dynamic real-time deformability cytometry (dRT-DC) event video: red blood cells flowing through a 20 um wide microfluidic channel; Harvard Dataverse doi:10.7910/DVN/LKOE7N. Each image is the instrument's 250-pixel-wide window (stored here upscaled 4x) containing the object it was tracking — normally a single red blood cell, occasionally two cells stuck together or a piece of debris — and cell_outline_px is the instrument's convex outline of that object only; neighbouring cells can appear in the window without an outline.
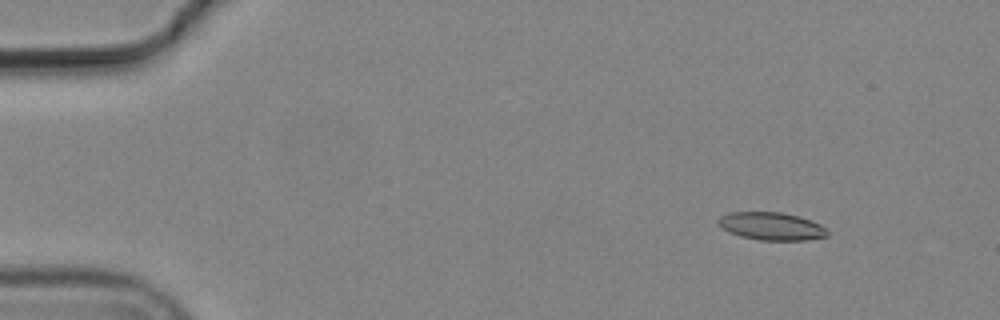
{"species": "common noctule bat (a hibernating species)", "species_latin": "Nyctalus noctula", "temperature_condition": "cold", "stored_images_in_passage": 5, "camera_frame_rate_fps": 3000, "um_per_image_px": 0.085, "animal": {"sex": "male", "body_mass_g": 19.2, "forearm_length_mm": 51.8}, "frame": {"image": 1, "passage_image": 2, "time_ms": 0.333, "image_size_px": [1000, 320], "cell_outline_px": [[828, 236], [808, 240], [760, 240], [740, 236], [728, 232], [720, 228], [716, 224], [716, 220], [720, 216], [728, 212], [780, 212], [800, 216], [820, 224], [828, 232]], "centroid_in_image_um": [65.51, 19.22], "position_along_channel_um": 19.5, "area_um2": 17.92}}